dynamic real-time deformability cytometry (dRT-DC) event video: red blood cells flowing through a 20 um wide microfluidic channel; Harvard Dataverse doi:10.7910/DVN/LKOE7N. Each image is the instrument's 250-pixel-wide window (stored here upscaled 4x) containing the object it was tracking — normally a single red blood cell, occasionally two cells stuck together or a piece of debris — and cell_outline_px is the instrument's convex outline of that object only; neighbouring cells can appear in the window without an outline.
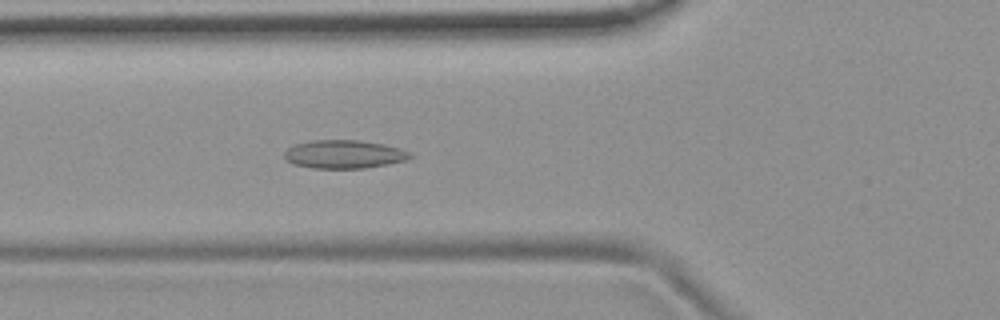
{"species": "common noctule bat (a hibernating species)", "species_latin": "Nyctalus noctula", "temperature_condition": "room temperature", "stored_images_in_passage": 28, "camera_frame_rate_fps": 3000, "um_per_image_px": 0.085, "animal": {"sex": "female", "body_mass_g": 19.9}, "frame": {"image": 1, "passage_image": 8, "time_ms": 2.333, "image_size_px": [1000, 320], "cell_outline_px": [[412, 156], [408, 160], [388, 164], [364, 168], [312, 168], [292, 164], [284, 160], [284, 152], [292, 144], [312, 140], [356, 140], [384, 144], [400, 148], [412, 152]], "centroid_in_image_um": [29.22, 13.11], "position_along_channel_um": 96.6, "area_um2": 21.04}}
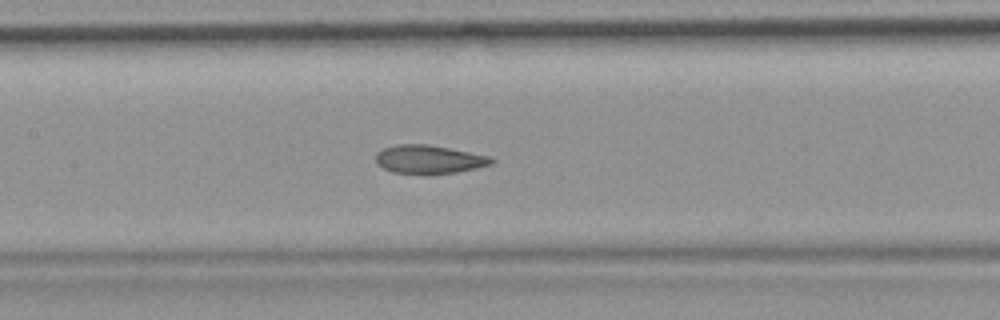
{"frame": {"image": 2, "passage_image": 14, "time_ms": 4.333, "image_size_px": [1000, 320], "cell_outline_px": [[496, 160], [492, 164], [476, 168], [456, 172], [392, 172], [384, 168], [376, 160], [376, 156], [384, 148], [396, 144], [428, 144], [492, 156]], "centroid_in_image_um": [36.54, 13.51], "position_along_channel_um": 170.9, "area_um2": 18.61}}
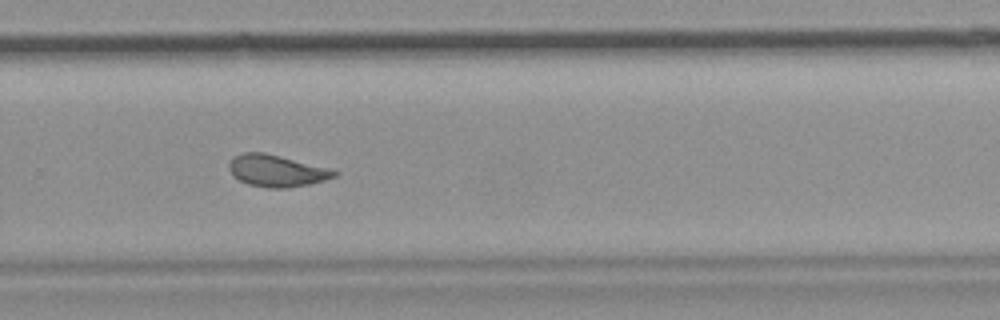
{"frame": {"image": 3, "passage_image": 25, "time_ms": 8.0, "image_size_px": [1000, 320], "cell_outline_px": [[340, 172], [336, 176], [324, 180], [308, 184], [288, 188], [268, 188], [248, 184], [232, 176], [228, 168], [228, 164], [232, 156], [244, 152], [264, 152], [280, 156]], "centroid_in_image_um": [23.43, 14.52], "position_along_channel_um": 306.4, "area_um2": 19.36}}